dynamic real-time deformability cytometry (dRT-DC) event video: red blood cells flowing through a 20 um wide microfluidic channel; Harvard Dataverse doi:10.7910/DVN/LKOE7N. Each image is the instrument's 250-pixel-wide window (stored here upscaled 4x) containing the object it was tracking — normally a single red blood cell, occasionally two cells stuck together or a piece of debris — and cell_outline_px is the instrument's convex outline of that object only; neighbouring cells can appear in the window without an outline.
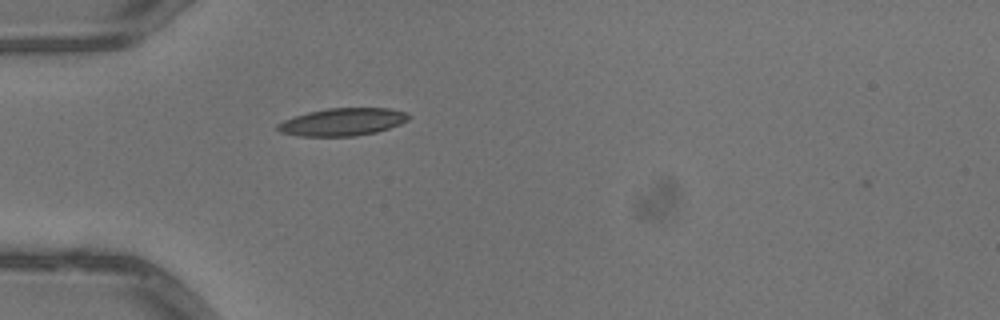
{"species": "common noctule bat (a hibernating species)", "species_latin": "Nyctalus noctula", "temperature_condition": "warm", "stored_images_in_passage": 1, "camera_frame_rate_fps": 3000, "um_per_image_px": 0.085, "animal": {"sex": "male", "body_mass_g": 13.3}, "frame": {"image": 1, "passage_image": 1, "time_ms": 0.0, "image_size_px": [1000, 320], "cell_outline_px": [[412, 116], [408, 120], [400, 124], [376, 132], [356, 136], [296, 136], [280, 132], [276, 128], [276, 124], [284, 120], [308, 112], [328, 108], [388, 108], [408, 112]], "centroid_in_image_um": [29.13, 10.36], "position_along_channel_um": 55.9, "area_um2": 21.15}}